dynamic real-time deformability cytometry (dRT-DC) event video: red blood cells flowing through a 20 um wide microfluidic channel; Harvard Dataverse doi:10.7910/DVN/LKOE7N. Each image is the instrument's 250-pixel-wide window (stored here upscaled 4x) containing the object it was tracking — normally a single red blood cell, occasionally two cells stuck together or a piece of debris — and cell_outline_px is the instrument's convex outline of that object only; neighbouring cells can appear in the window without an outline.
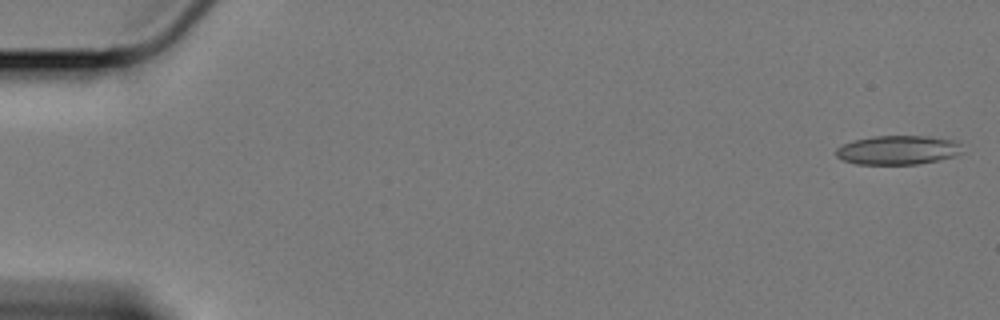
{"species": "Egyptian fruit bat (a non-hibernating species)", "species_latin": "Rousettus aegyptiacus", "temperature_condition": "cold", "stored_images_in_passage": 59, "camera_frame_rate_fps": 3000, "um_per_image_px": 0.085, "animal": {"sex": "female"}, "frame": {"image": 1, "passage_image": 1, "time_ms": 0.0, "image_size_px": [1000, 320], "cell_outline_px": [[964, 152], [956, 156], [940, 160], [916, 164], [856, 164], [844, 160], [836, 156], [836, 148], [844, 144], [856, 140], [876, 136], [924, 136], [952, 140], [960, 144]], "centroid_in_image_um": [76.35, 12.76], "position_along_channel_um": 8.6, "area_um2": 21.27}}
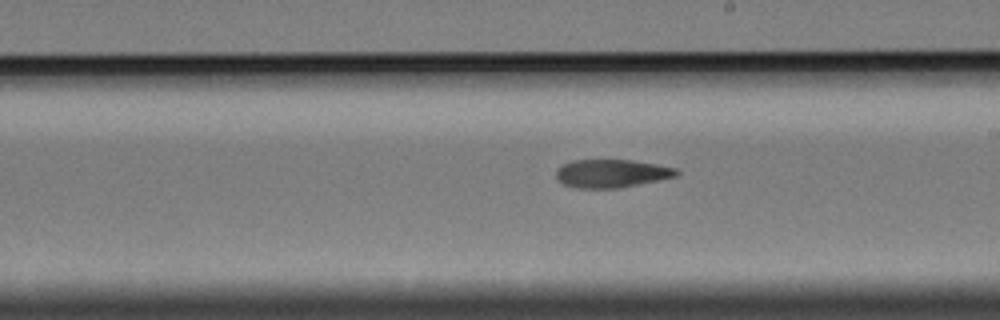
{"frame": {"image": 2, "passage_image": 34, "time_ms": 11.0, "image_size_px": [1000, 320], "cell_outline_px": [[680, 172], [676, 176], [620, 188], [576, 188], [564, 184], [556, 180], [556, 172], [564, 164], [572, 160], [632, 160], [656, 164], [676, 168]], "centroid_in_image_um": [51.98, 14.74], "position_along_channel_um": 237.0, "area_um2": 19.65}}
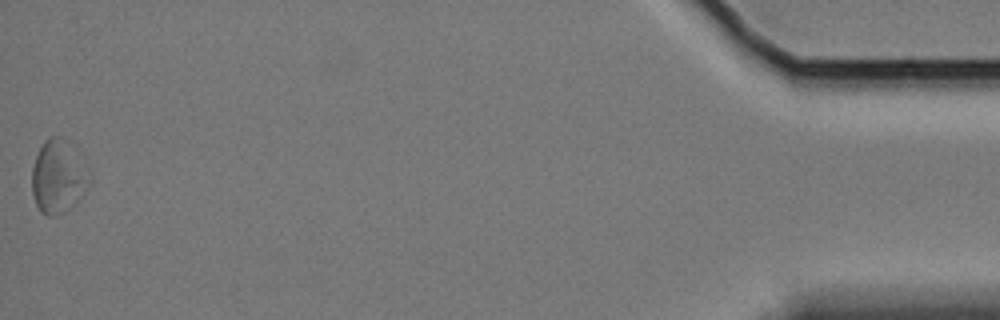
{"frame": {"image": 3, "passage_image": 59, "time_ms": 19.333, "image_size_px": [1000, 320], "cell_outline_px": [[92, 180], [88, 188], [76, 204], [52, 216], [48, 216], [40, 212], [36, 204], [32, 192], [32, 168], [36, 156], [44, 140], [48, 136], [60, 136], [92, 172]], "centroid_in_image_um": [4.96, 15.04], "position_along_channel_um": 430.2, "area_um2": 24.45}}